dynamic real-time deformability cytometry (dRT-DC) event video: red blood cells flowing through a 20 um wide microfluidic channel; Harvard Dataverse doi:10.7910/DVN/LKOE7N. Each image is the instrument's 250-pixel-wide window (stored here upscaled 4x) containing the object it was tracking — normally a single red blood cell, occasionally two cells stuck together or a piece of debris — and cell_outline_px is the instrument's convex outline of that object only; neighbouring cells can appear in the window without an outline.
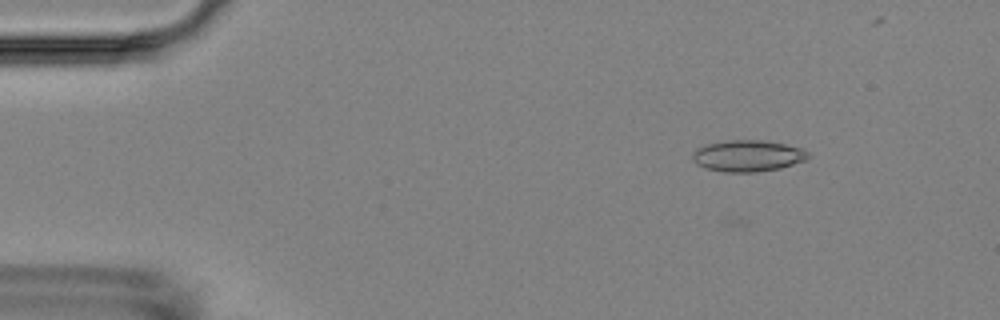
{"species": "Egyptian fruit bat (a non-hibernating species)", "species_latin": "Rousettus aegyptiacus", "temperature_condition": "room temperature", "stored_images_in_passage": 7, "camera_frame_rate_fps": 3000, "um_per_image_px": 0.085, "animal": {"sex": "female"}, "frame": {"image": 1, "passage_image": 2, "time_ms": 1.0, "image_size_px": [1000, 320], "cell_outline_px": [[808, 160], [780, 168], [756, 172], [724, 172], [704, 168], [696, 164], [692, 160], [692, 156], [696, 148], [704, 144], [724, 140], [764, 140], [784, 144], [800, 148], [808, 152]], "centroid_in_image_um": [63.52, 13.24], "position_along_channel_um": 21.5, "area_um2": 21.39}}